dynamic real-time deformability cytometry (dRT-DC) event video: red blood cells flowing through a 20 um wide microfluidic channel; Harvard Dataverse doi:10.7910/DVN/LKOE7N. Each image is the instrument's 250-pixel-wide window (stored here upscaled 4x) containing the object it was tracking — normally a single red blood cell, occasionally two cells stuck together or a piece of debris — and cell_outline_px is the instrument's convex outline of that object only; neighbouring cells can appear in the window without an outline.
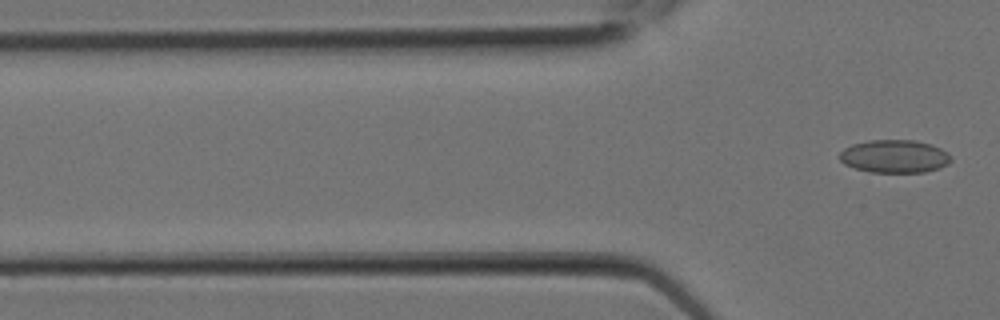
{"species": "Egyptian fruit bat (a non-hibernating species)", "species_latin": "Rousettus aegyptiacus", "temperature_condition": "room temperature", "stored_images_in_passage": 4, "camera_frame_rate_fps": 3000, "um_per_image_px": 0.085, "animal": {"sex": "female"}, "frame": {"image": 1, "passage_image": 4, "time_ms": 1.0, "image_size_px": [1000, 320], "cell_outline_px": [[952, 160], [948, 164], [940, 168], [924, 172], [868, 172], [844, 164], [836, 156], [844, 148], [852, 144], [868, 140], [912, 140], [932, 144], [948, 152], [952, 156]], "centroid_in_image_um": [76.03, 13.28], "position_along_channel_um": 49.8, "area_um2": 21.68}}